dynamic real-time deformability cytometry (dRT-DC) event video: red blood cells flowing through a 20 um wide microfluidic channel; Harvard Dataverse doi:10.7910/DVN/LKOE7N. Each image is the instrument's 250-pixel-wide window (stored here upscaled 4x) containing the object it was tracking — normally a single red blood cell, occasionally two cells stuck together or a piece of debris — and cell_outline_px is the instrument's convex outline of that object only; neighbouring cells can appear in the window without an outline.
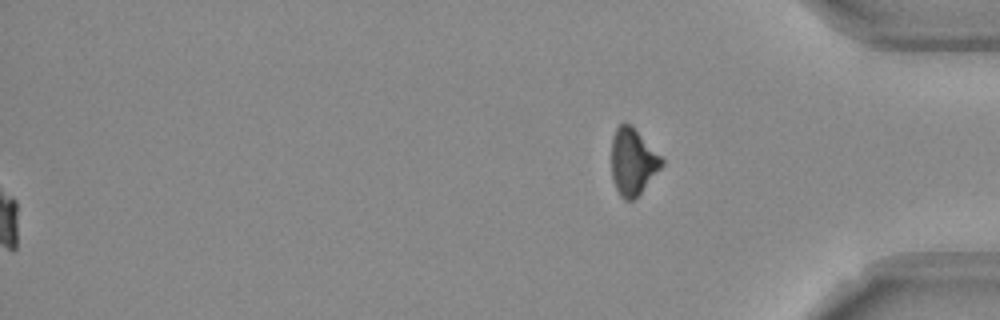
{"species": "Egyptian fruit bat (a non-hibernating species)", "species_latin": "Rousettus aegyptiacus", "temperature_condition": "room temperature", "stored_images_in_passage": 53, "segment_of_instrument_passage": [2, 2], "camera_frame_rate_fps": 3000, "um_per_image_px": 0.085, "frame": {"image": 1, "passage_image": 53, "time_ms": 17.333, "image_size_px": [1000, 320], "cell_outline_px": [[664, 164], [640, 192], [632, 200], [624, 200], [620, 196], [616, 188], [612, 176], [612, 136], [616, 128], [624, 120], [664, 160]], "centroid_in_image_um": [53.76, 13.76], "position_along_channel_um": 381.4, "area_um2": 18.84}}